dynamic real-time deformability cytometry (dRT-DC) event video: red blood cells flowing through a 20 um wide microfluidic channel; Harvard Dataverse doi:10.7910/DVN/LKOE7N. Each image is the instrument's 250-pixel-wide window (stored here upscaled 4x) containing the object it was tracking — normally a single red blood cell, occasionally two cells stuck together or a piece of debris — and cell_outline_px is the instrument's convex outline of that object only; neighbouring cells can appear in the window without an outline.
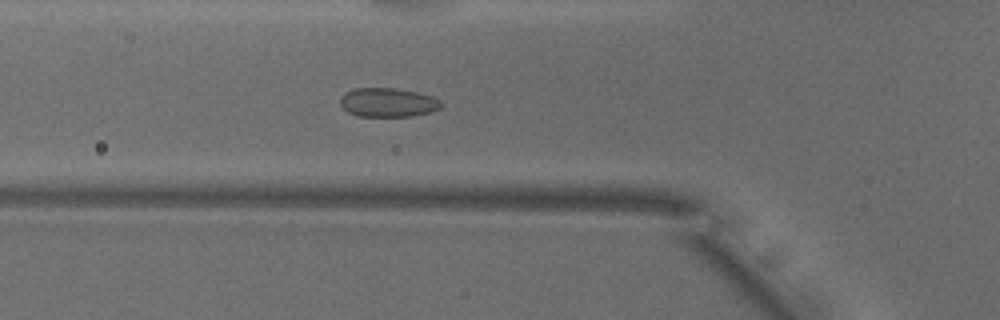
{"species": "common noctule bat (a hibernating species)", "species_latin": "Nyctalus noctula", "temperature_condition": "warm", "stored_images_in_passage": 52, "camera_frame_rate_fps": 3000, "um_per_image_px": 0.085, "animal": {"sex": "male", "body_mass_g": 18.8}, "frame": {"image": 1, "passage_image": 18, "time_ms": 5.667, "image_size_px": [1000, 320], "cell_outline_px": [[444, 104], [440, 108], [432, 112], [412, 116], [356, 116], [348, 112], [340, 104], [340, 96], [356, 88], [396, 88], [416, 92], [432, 96], [440, 100]], "centroid_in_image_um": [33.0, 8.71], "position_along_channel_um": 92.8, "area_um2": 17.11}}
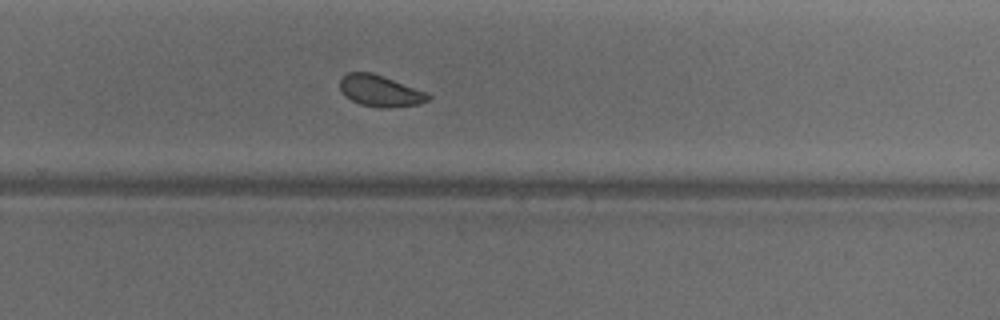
{"frame": {"image": 2, "passage_image": 34, "time_ms": 11.0, "image_size_px": [1000, 320], "cell_outline_px": [[432, 96], [428, 100], [420, 104], [388, 108], [380, 108], [360, 104], [352, 100], [340, 88], [340, 80], [348, 72], [372, 72], [384, 76], [428, 92]], "centroid_in_image_um": [32.37, 7.72], "position_along_channel_um": 297.4, "area_um2": 16.13}}
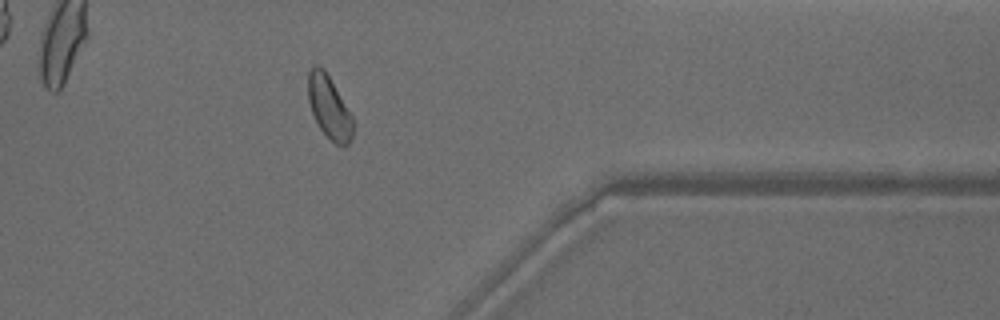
{"frame": {"image": 3, "passage_image": 42, "time_ms": 13.667, "image_size_px": [1000, 320], "cell_outline_px": [[352, 140], [344, 148], [336, 144], [320, 128], [312, 112], [308, 100], [308, 72], [312, 64], [316, 64], [324, 68], [352, 116]], "centroid_in_image_um": [27.96, 9.09], "position_along_channel_um": 383.4, "area_um2": 16.24}, "authors_computed_cell_mechanics": {"area_um2": 17.2244, "velocity_mm_per_s": 3.8364, "shape_relaxation_time_tau1_ms": 3.1894, "shape_relaxation_time_tau2_ms": null, "deformation_change_tau1": 0.0535, "deformation_change_tau2": null}}